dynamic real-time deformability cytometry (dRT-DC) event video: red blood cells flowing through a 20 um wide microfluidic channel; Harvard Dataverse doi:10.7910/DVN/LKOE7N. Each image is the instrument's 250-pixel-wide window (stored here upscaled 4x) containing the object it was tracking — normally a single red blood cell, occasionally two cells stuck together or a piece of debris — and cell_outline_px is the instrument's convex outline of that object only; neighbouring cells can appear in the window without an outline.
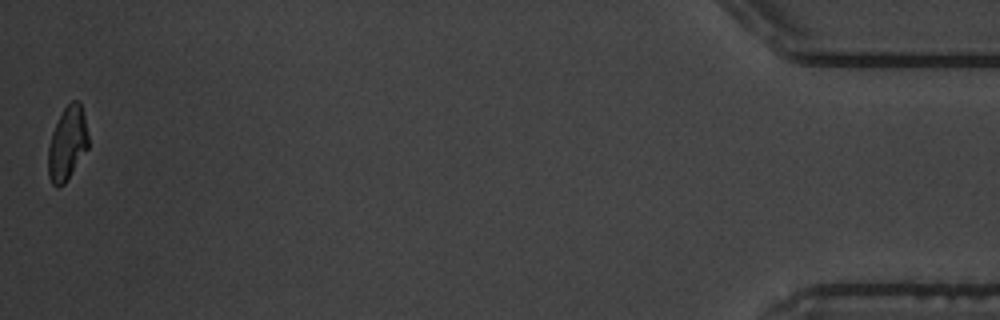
{"species": "common noctule bat (a hibernating species)", "species_latin": "Nyctalus noctula", "temperature_condition": "warm", "stored_images_in_passage": 18, "camera_frame_rate_fps": 3000, "um_per_image_px": 0.085, "animal": {"sex": "male", "body_mass_g": 19.5, "forearm_length_mm": 54.6}, "frame": {"image": 1, "passage_image": 18, "time_ms": 20.0, "image_size_px": [1000, 320], "cell_outline_px": [[88, 148], [64, 184], [56, 188], [52, 184], [48, 176], [48, 148], [52, 132], [64, 108], [72, 100], [80, 100], [84, 116], [88, 136]], "centroid_in_image_um": [5.71, 12.2], "position_along_channel_um": 429.5, "area_um2": 17.11}, "authors_computed_cell_mechanics": {"area_um2": 16.5597, "velocity_mm_per_s": 3.5282, "shape_relaxation_time_tau1_ms": 5.6719, "shape_relaxation_time_tau2_ms": 2.422, "deformation_change_tau1": 0.1473, "deformation_change_tau2": 0.0736}}